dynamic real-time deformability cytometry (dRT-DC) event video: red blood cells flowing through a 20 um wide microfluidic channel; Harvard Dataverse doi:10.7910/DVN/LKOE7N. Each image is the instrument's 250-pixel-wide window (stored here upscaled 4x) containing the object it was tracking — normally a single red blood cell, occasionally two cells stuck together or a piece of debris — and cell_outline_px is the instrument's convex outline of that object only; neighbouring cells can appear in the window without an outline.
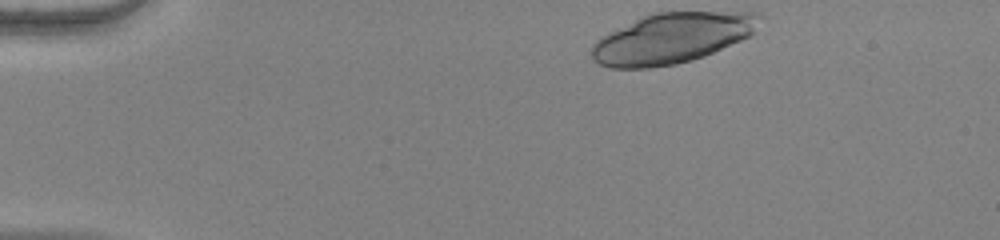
{"species": "human", "species_latin": "Homo sapiens", "temperature_condition": "warm", "stored_images_in_passage": 45, "camera_frame_rate_fps": 3000, "um_per_image_px": 0.085, "donor": {"sex": "female"}, "frame": {"image": 1, "passage_image": 1, "time_ms": 0.0, "image_size_px": [1000, 240], "cell_outline_px": [[764, 16], [756, 32], [752, 36], [704, 56], [692, 60], [676, 64], [648, 68], [612, 68], [600, 64], [592, 60], [588, 52], [592, 44], [596, 40], [608, 32], [648, 12], [760, 12]], "centroid_in_image_um": [57.12, 3.23], "position_along_channel_um": 27.9, "area_um2": 50.29}}
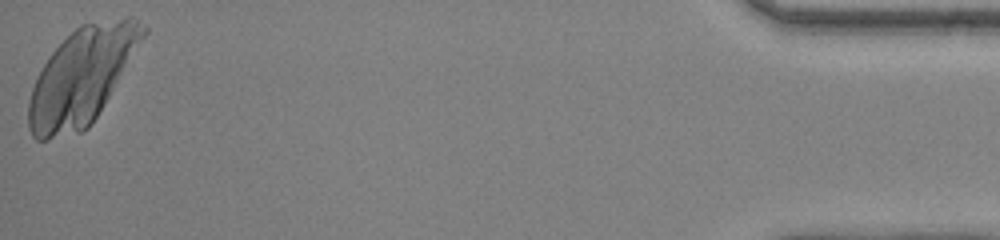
{"frame": {"image": 2, "passage_image": 45, "time_ms": 14.667, "image_size_px": [1000, 240], "cell_outline_px": [[148, 32], [96, 116], [88, 128], [80, 132], [48, 140], [36, 140], [32, 136], [28, 128], [28, 100], [36, 76], [52, 52], [80, 24], [128, 16], [144, 24], [148, 28]], "centroid_in_image_um": [6.94, 6.49], "position_along_channel_um": 428.3, "area_um2": 63.58}}